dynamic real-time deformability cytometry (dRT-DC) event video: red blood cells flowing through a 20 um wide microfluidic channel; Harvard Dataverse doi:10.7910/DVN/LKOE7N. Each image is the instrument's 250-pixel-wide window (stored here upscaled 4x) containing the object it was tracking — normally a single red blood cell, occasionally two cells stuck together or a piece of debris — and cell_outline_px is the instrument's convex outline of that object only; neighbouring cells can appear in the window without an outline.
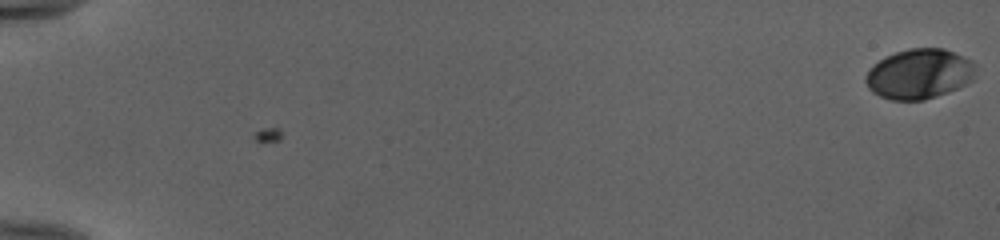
{"species": "human", "species_latin": "Homo sapiens", "temperature_condition": "cold", "stored_images_in_passage": 54, "camera_frame_rate_fps": 3000, "um_per_image_px": 0.085, "donor": {"sex": "female"}, "frame": {"image": 1, "passage_image": 1, "time_ms": 0.0, "image_size_px": [1000, 240], "cell_outline_px": [[976, 64], [972, 80], [948, 92], [924, 100], [892, 100], [880, 96], [872, 92], [868, 88], [864, 80], [864, 76], [868, 68], [872, 64], [884, 56], [908, 48], [944, 48], [972, 60]], "centroid_in_image_um": [78.08, 6.27], "position_along_channel_um": 6.9, "area_um2": 32.31}}
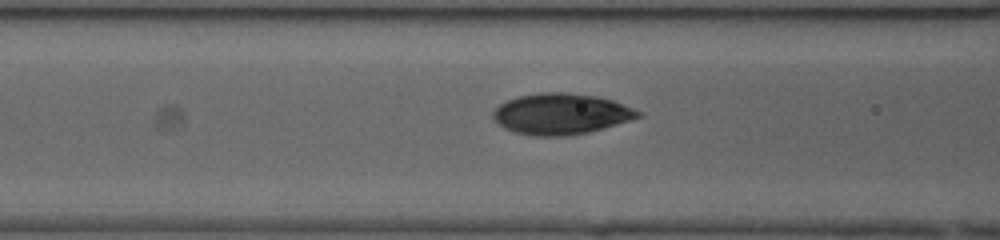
{"frame": {"image": 2, "passage_image": 25, "time_ms": 8.0, "image_size_px": [1000, 240], "cell_outline_px": [[644, 116], [588, 132], [564, 136], [532, 136], [512, 132], [504, 128], [492, 116], [492, 112], [500, 104], [508, 100], [520, 96], [540, 92], [568, 92], [596, 96], [612, 100], [644, 112]], "centroid_in_image_um": [47.7, 9.68], "position_along_channel_um": 118.9, "area_um2": 34.62}}
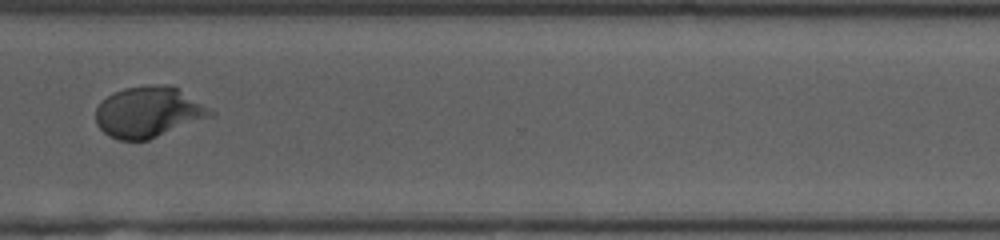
{"frame": {"image": 3, "passage_image": 43, "time_ms": 14.0, "image_size_px": [1000, 240], "cell_outline_px": [[216, 112], [212, 116], [148, 140], [116, 140], [108, 136], [96, 124], [96, 108], [112, 92], [124, 88], [156, 84], [172, 84], [212, 108]], "centroid_in_image_um": [12.65, 9.51], "position_along_channel_um": 358.0, "area_um2": 34.22}, "authors_computed_cell_mechanics": {"area_um2": 33.0616, "velocity_mm_per_s": 3.992, "shape_relaxation_time_tau1_ms": 5.1736, "shape_relaxation_time_tau2_ms": null, "deformation_change_tau1": 0.2041, "deformation_change_tau2": null}}